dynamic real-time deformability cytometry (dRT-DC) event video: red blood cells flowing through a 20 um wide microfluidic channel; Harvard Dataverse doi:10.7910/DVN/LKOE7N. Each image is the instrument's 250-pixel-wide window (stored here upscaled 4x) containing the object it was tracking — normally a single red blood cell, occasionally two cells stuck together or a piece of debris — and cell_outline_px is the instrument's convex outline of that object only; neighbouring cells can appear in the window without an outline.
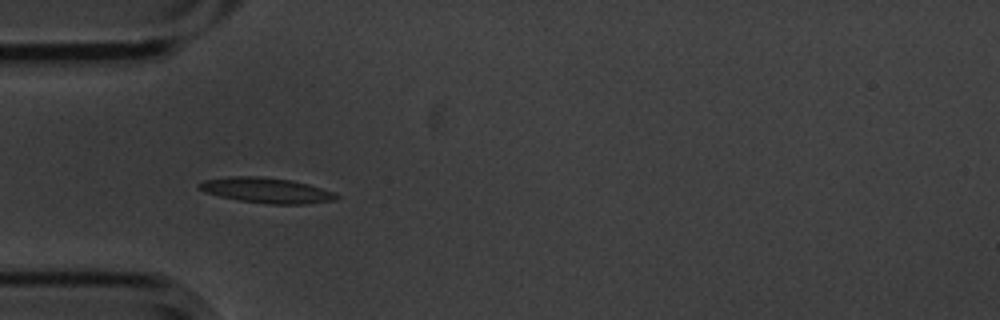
{"species": "common noctule bat (a hibernating species)", "species_latin": "Nyctalus noctula", "temperature_condition": "cold", "stored_images_in_passage": 5, "camera_frame_rate_fps": 3000, "um_per_image_px": 0.085, "animal": {"sex": "male", "body_mass_g": 20.1, "forearm_length_mm": 53.5}, "frame": {"image": 1, "passage_image": 5, "time_ms": 1.333, "image_size_px": [1000, 320], "cell_outline_px": [[340, 196], [336, 200], [304, 204], [268, 204], [240, 200], [220, 196], [204, 192], [196, 188], [196, 184], [204, 180], [228, 176], [260, 176], [292, 180], [308, 184], [336, 192]], "centroid_in_image_um": [22.64, 16.17], "position_along_channel_um": 62.4, "area_um2": 20.46}}